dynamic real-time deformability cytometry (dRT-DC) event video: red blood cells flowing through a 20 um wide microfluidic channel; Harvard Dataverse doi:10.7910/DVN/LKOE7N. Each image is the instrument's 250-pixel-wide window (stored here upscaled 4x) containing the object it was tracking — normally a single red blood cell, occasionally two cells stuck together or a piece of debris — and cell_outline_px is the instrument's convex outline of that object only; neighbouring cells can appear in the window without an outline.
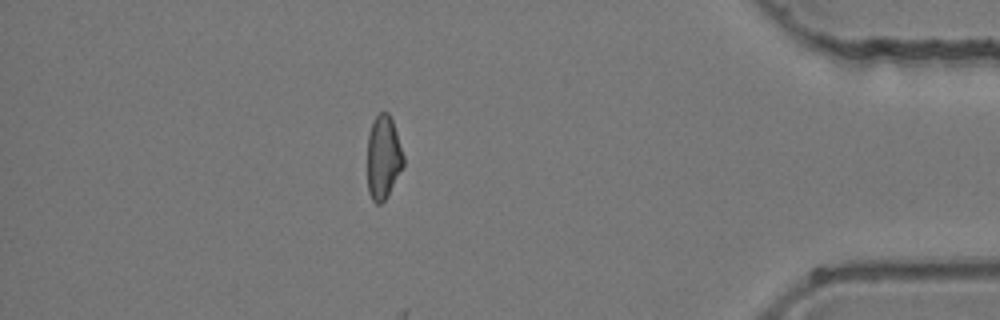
{"species": "common noctule bat (a hibernating species)", "species_latin": "Nyctalus noctula", "temperature_condition": "room temperature", "stored_images_in_passage": 49, "camera_frame_rate_fps": 3000, "um_per_image_px": 0.085, "animal": {"sex": "female", "body_mass_g": 24.6, "forearm_length_mm": 56.2}, "frame": {"image": 1, "passage_image": 43, "time_ms": 14.0, "image_size_px": [1000, 320], "cell_outline_px": [[404, 168], [384, 200], [380, 204], [376, 204], [372, 200], [368, 192], [368, 136], [372, 124], [376, 116], [380, 112], [388, 112], [392, 120], [404, 156]], "centroid_in_image_um": [32.59, 13.4], "position_along_channel_um": 402.6, "area_um2": 17.51}}